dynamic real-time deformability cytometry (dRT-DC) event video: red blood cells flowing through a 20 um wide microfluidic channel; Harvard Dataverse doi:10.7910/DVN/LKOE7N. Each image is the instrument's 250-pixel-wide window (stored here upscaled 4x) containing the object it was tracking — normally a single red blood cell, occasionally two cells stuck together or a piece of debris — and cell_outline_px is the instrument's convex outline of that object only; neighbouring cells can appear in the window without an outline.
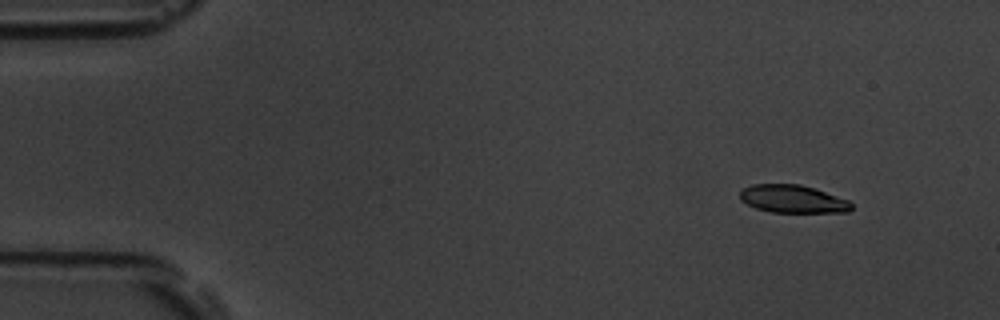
{"species": "common noctule bat (a hibernating species)", "species_latin": "Nyctalus noctula", "temperature_condition": "room temperature", "stored_images_in_passage": 52, "camera_frame_rate_fps": 3000, "um_per_image_px": 0.085, "animal": {"sex": "male", "body_mass_g": 19.5, "forearm_length_mm": 54.6}, "frame": {"image": 1, "passage_image": 1, "time_ms": 0.0, "image_size_px": [1000, 320], "cell_outline_px": [[852, 208], [848, 212], [772, 212], [756, 208], [740, 200], [740, 192], [744, 188], [752, 184], [800, 184], [816, 188], [848, 200], [852, 204]], "centroid_in_image_um": [67.39, 16.9], "position_along_channel_um": 17.6, "area_um2": 18.09}}
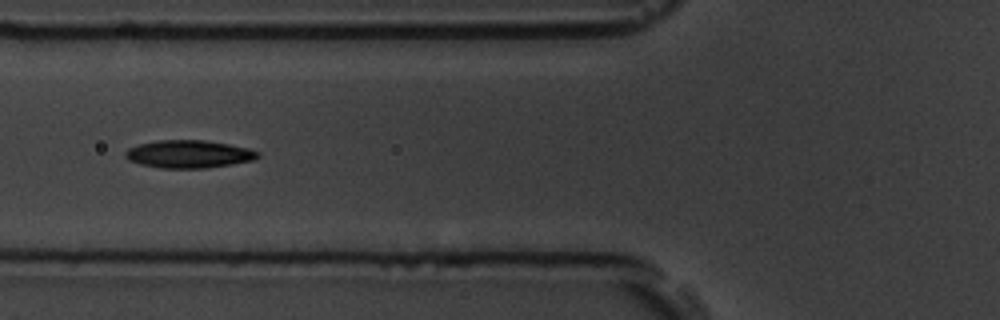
{"frame": {"image": 2, "passage_image": 17, "time_ms": 5.333, "image_size_px": [1000, 320], "cell_outline_px": [[260, 156], [252, 160], [232, 164], [204, 168], [160, 168], [140, 164], [128, 160], [124, 156], [124, 152], [128, 148], [140, 144], [156, 140], [204, 140], [228, 144], [248, 148], [260, 152]], "centroid_in_image_um": [16.02, 13.09], "position_along_channel_um": 109.8, "area_um2": 21.44}}
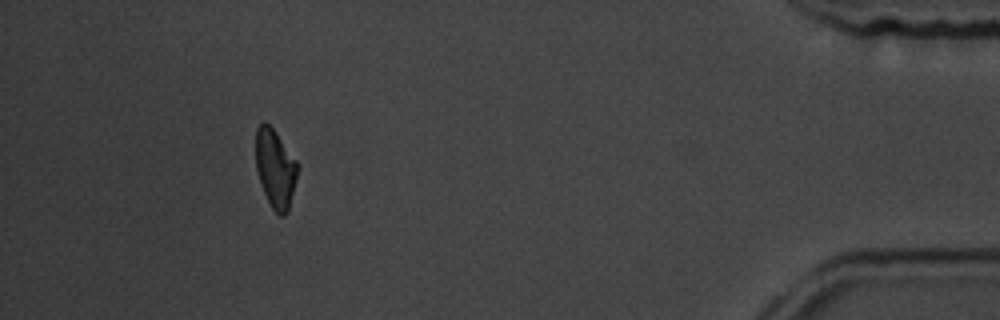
{"frame": {"image": 3, "passage_image": 47, "time_ms": 15.333, "image_size_px": [1000, 320], "cell_outline_px": [[296, 180], [288, 212], [284, 216], [280, 216], [272, 208], [264, 192], [256, 168], [256, 128], [264, 120], [276, 132], [296, 160]], "centroid_in_image_um": [23.39, 14.32], "position_along_channel_um": 411.8, "area_um2": 18.79}, "authors_computed_cell_mechanics": {"area_um2": 20.1144, "velocity_mm_per_s": 3.6261, "shape_relaxation_time_tau1_ms": 4.2656, "shape_relaxation_time_tau2_ms": 6.3937, "deformation_change_tau1": 0.1336, "deformation_change_tau2": 0.1427}}